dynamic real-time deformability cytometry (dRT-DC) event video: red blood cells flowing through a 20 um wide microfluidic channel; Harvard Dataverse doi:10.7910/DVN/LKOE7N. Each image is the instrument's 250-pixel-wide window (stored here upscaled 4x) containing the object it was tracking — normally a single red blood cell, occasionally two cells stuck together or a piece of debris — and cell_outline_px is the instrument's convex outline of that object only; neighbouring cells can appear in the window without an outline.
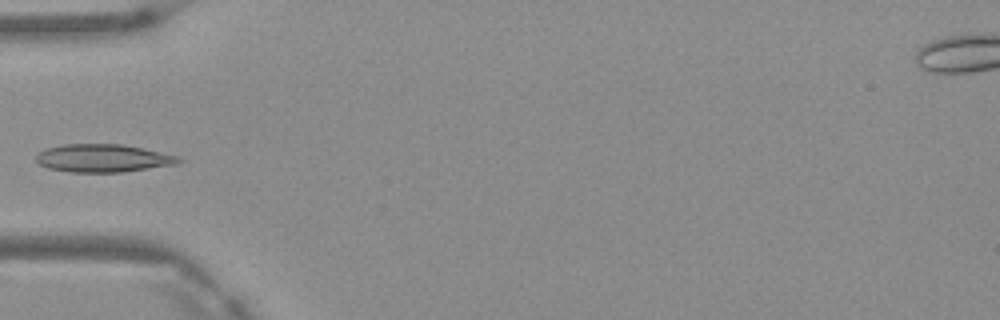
{"species": "Egyptian fruit bat (a non-hibernating species)", "species_latin": "Rousettus aegyptiacus", "temperature_condition": "warm", "stored_images_in_passage": 4, "camera_frame_rate_fps": 3000, "um_per_image_px": 0.085, "frame": {"image": 1, "passage_image": 3, "time_ms": 0.667, "image_size_px": [1000, 320], "cell_outline_px": [[184, 160], [176, 164], [120, 172], [68, 172], [48, 168], [40, 164], [36, 160], [36, 156], [44, 148], [64, 144], [120, 144], [160, 152], [176, 156]], "centroid_in_image_um": [8.7, 13.44], "position_along_channel_um": 76.3, "area_um2": 22.95}}
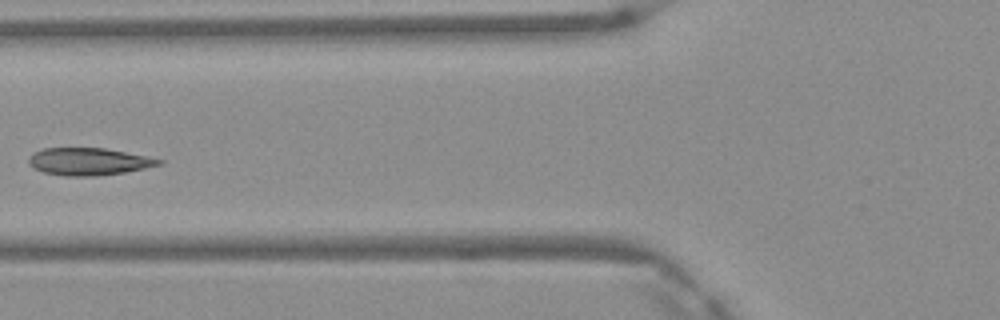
{"frame": {"image": 2, "passage_image": 4, "time_ms": 1.0, "image_size_px": [1000, 320], "cell_outline_px": [[164, 164], [124, 172], [96, 176], [68, 176], [44, 172], [32, 168], [28, 164], [28, 156], [32, 152], [44, 148], [104, 148], [164, 160]], "centroid_in_image_um": [7.49, 13.73], "position_along_channel_um": 118.3, "area_um2": 20.69}}